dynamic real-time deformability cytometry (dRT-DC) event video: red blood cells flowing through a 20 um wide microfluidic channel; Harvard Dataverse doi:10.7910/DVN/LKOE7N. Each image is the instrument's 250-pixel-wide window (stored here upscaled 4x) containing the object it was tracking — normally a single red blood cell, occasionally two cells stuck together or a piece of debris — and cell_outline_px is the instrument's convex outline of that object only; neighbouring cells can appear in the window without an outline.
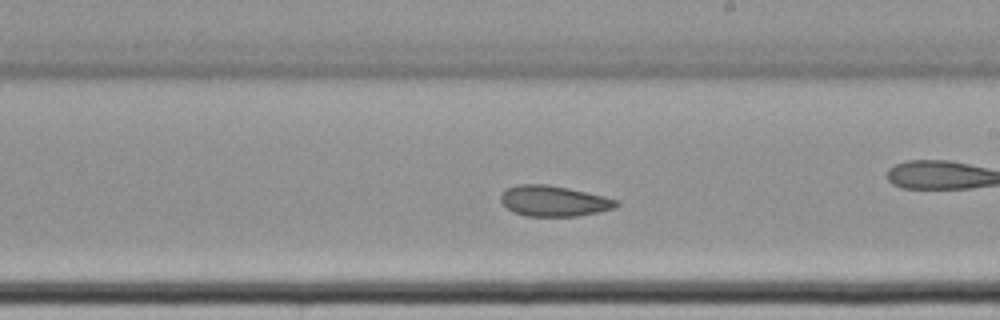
{"species": "common noctule bat (a hibernating species)", "species_latin": "Nyctalus noctula", "temperature_condition": "cold", "stored_images_in_passage": 59, "camera_frame_rate_fps": 3000, "um_per_image_px": 0.085, "animal": {"sex": "female", "body_mass_g": 22.7, "forearm_length_mm": 54.2}, "frame": {"image": 1, "passage_image": 34, "time_ms": 11.0, "image_size_px": [1000, 320], "cell_outline_px": [[620, 204], [612, 208], [596, 212], [576, 216], [528, 216], [516, 212], [508, 208], [500, 200], [500, 196], [504, 188], [516, 184], [548, 184], [568, 188], [604, 196], [620, 200]], "centroid_in_image_um": [47.05, 17.06], "position_along_channel_um": 241.9, "area_um2": 20.58}, "authors_computed_cell_mechanics": {"area_um2": 22.7732, "velocity_mm_per_s": 3.4276, "shape_relaxation_time_tau1_ms": null, "shape_relaxation_time_tau2_ms": 3.0543, "deformation_change_tau1": null, "deformation_change_tau2": 0.072}}